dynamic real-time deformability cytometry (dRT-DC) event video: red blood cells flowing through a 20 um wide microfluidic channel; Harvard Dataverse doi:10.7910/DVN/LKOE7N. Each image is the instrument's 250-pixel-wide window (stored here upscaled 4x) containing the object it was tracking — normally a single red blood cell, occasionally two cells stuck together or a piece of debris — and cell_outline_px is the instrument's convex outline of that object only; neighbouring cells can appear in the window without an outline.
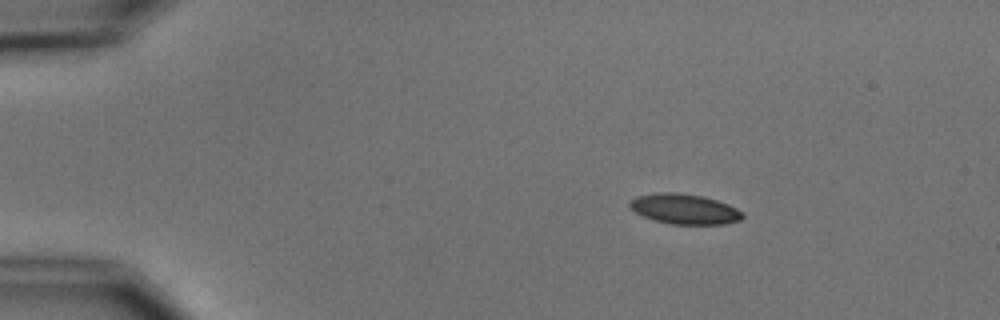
{"species": "common noctule bat (a hibernating species)", "species_latin": "Nyctalus noctula", "temperature_condition": "cold", "stored_images_in_passage": 4, "camera_frame_rate_fps": 3000, "um_per_image_px": 0.085, "animal": {"sex": "male", "body_mass_g": 15.6}, "frame": {"image": 1, "passage_image": 2, "time_ms": 2.0, "image_size_px": [1000, 320], "cell_outline_px": [[744, 216], [740, 220], [724, 224], [672, 224], [656, 220], [644, 216], [636, 212], [628, 204], [636, 196], [652, 192], [676, 192], [704, 196], [728, 204], [744, 212]], "centroid_in_image_um": [58.2, 17.75], "position_along_channel_um": 26.8, "area_um2": 19.83}}